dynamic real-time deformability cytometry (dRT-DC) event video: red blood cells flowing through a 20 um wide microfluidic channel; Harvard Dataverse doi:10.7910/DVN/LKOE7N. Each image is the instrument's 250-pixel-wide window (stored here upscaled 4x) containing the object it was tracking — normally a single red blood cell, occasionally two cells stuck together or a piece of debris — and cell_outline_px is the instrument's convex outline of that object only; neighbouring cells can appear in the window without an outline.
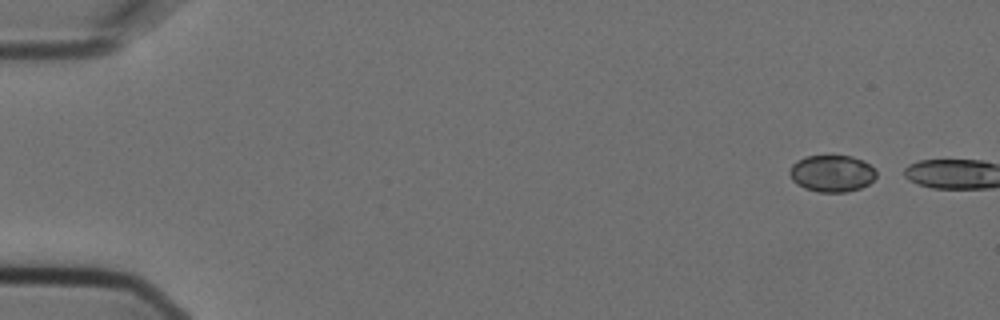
{"species": "Egyptian fruit bat (a non-hibernating species)", "species_latin": "Rousettus aegyptiacus", "temperature_condition": "cold", "stored_images_in_passage": 2, "camera_frame_rate_fps": 3000, "um_per_image_px": 0.085, "animal": {"sex": "female"}, "frame": {"image": 1, "passage_image": 1, "time_ms": 0.0, "image_size_px": [1000, 320], "cell_outline_px": [[876, 176], [868, 184], [860, 188], [848, 192], [816, 192], [804, 188], [796, 184], [792, 180], [788, 172], [792, 164], [796, 160], [804, 156], [852, 156], [864, 160], [876, 168]], "centroid_in_image_um": [70.7, 14.74], "position_along_channel_um": 14.3, "area_um2": 18.9}}